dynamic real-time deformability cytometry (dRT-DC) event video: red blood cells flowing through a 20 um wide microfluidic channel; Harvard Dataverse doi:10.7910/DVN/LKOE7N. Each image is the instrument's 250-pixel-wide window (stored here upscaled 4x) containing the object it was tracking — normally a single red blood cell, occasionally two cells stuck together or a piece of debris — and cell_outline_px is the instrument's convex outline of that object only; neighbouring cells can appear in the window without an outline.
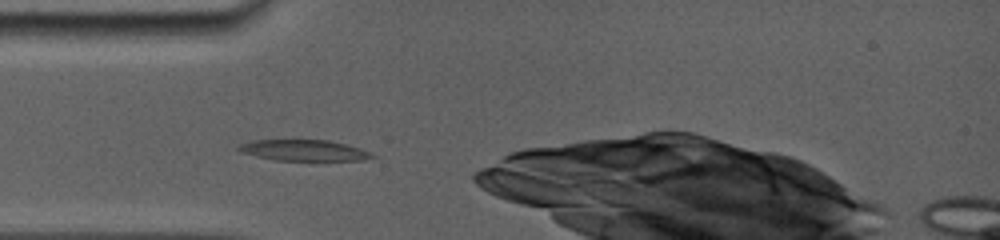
{"species": "common noctule bat (a hibernating species)", "species_latin": "Nyctalus noctula", "temperature_condition": "room temperature", "stored_images_in_passage": 11, "camera_frame_rate_fps": 5000, "um_per_image_px": 0.085, "animal": {"sex": "female", "body_mass_g": 19.0, "forearm_length_mm": 56.7}, "frame": {"image": 1, "passage_image": 2, "time_ms": 0.6, "image_size_px": [1000, 240], "cell_outline_px": [[376, 156], [364, 160], [276, 160], [256, 156], [240, 152], [236, 148], [240, 144], [252, 140], [328, 140], [360, 148], [372, 152]], "centroid_in_image_um": [25.82, 12.77], "position_along_channel_um": 59.2, "area_um2": 16.24}}
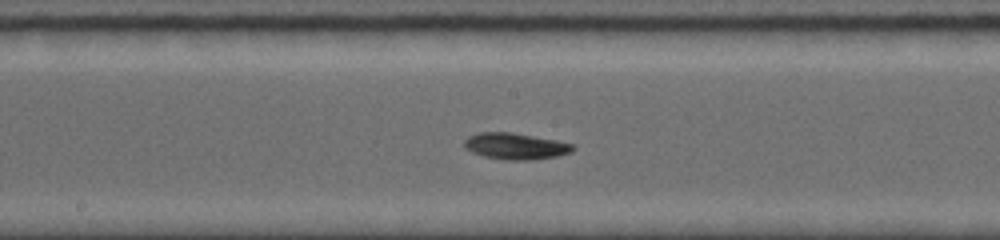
{"frame": {"image": 2, "passage_image": 7, "time_ms": 4.4, "image_size_px": [1000, 240], "cell_outline_px": [[576, 148], [572, 152], [556, 156], [532, 160], [504, 160], [484, 156], [472, 152], [464, 148], [464, 140], [468, 136], [480, 132], [512, 132], [556, 140], [572, 144]], "centroid_in_image_um": [43.8, 12.42], "position_along_channel_um": 204.4, "area_um2": 16.76}}
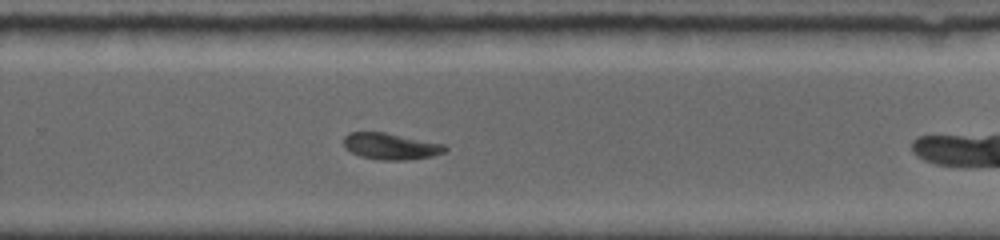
{"frame": {"image": 3, "passage_image": 11, "time_ms": 6.8, "image_size_px": [1000, 240], "cell_outline_px": [[448, 148], [444, 152], [432, 156], [404, 160], [380, 160], [360, 156], [344, 148], [344, 136], [348, 132], [384, 132], [444, 144]], "centroid_in_image_um": [33.18, 12.43], "position_along_channel_um": 296.6, "area_um2": 15.55}}